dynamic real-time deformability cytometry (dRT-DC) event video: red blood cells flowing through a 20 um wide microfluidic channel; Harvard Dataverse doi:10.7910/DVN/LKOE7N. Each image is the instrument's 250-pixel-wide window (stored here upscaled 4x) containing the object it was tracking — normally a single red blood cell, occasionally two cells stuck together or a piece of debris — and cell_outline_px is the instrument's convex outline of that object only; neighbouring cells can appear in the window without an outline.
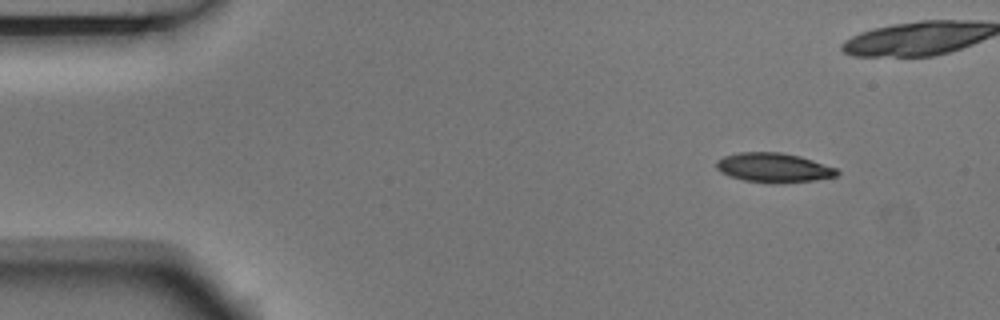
{"species": "Egyptian fruit bat (a non-hibernating species)", "species_latin": "Rousettus aegyptiacus", "temperature_condition": "room temperature", "stored_images_in_passage": 8, "camera_frame_rate_fps": 3000, "um_per_image_px": 0.085, "animal": {"sex": "male"}, "frame": {"image": 1, "passage_image": 1, "time_ms": 0.0, "image_size_px": [1000, 320], "cell_outline_px": [[840, 172], [836, 176], [812, 180], [744, 180], [728, 176], [720, 172], [716, 168], [716, 160], [724, 156], [736, 152], [780, 152], [800, 156], [836, 168]], "centroid_in_image_um": [65.69, 14.19], "position_along_channel_um": 19.3, "area_um2": 19.77}}
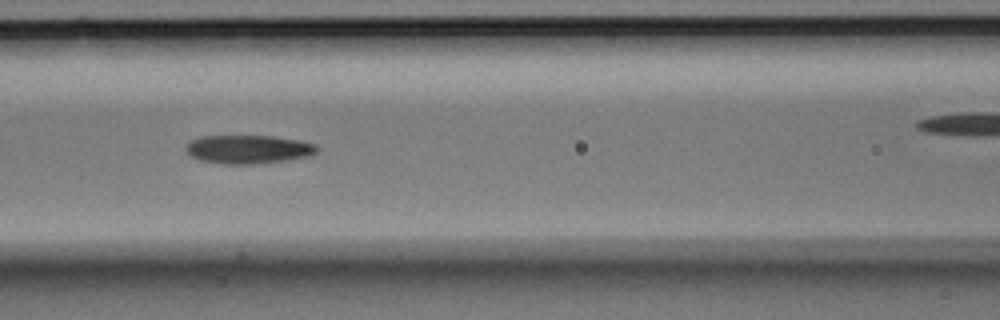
{"frame": {"image": 2, "passage_image": 6, "time_ms": 1.667, "image_size_px": [1000, 320], "cell_outline_px": [[320, 148], [312, 156], [288, 160], [256, 164], [220, 164], [200, 160], [188, 156], [184, 152], [184, 144], [200, 136], [272, 136], [296, 140], [316, 144]], "centroid_in_image_um": [21.06, 12.7], "position_along_channel_um": 145.5, "area_um2": 22.25}}
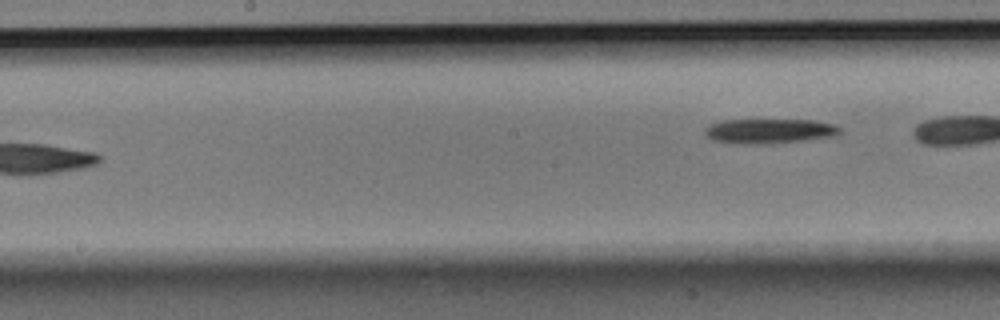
{"frame": {"image": 3, "passage_image": 8, "time_ms": 2.333, "image_size_px": [1000, 320], "cell_outline_px": [[840, 132], [832, 136], [800, 140], [764, 144], [732, 144], [712, 140], [704, 132], [704, 128], [720, 120], [812, 120], [832, 124], [840, 128]], "centroid_in_image_um": [65.3, 11.14], "position_along_channel_um": 182.9, "area_um2": 19.25}}